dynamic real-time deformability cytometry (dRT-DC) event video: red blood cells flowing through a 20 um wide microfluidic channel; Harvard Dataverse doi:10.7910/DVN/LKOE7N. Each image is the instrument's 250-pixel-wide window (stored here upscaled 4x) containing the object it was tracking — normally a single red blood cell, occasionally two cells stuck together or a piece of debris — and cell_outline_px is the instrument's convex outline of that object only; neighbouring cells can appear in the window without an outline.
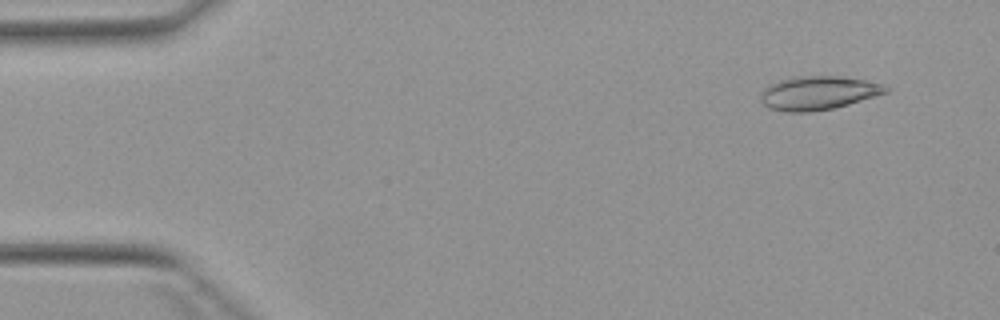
{"species": "Egyptian fruit bat (a non-hibernating species)", "species_latin": "Rousettus aegyptiacus", "temperature_condition": "warm", "stored_images_in_passage": 5, "camera_frame_rate_fps": 3000, "um_per_image_px": 0.085, "animal": {"sex": "female"}, "frame": {"image": 1, "passage_image": 2, "time_ms": 1.0, "image_size_px": [1000, 320], "cell_outline_px": [[888, 92], [848, 104], [832, 108], [812, 112], [784, 112], [768, 108], [760, 100], [760, 96], [764, 88], [768, 84], [792, 76], [840, 76], [864, 80], [884, 84], [888, 88]], "centroid_in_image_um": [69.5, 7.9], "position_along_channel_um": 15.5, "area_um2": 24.62}}